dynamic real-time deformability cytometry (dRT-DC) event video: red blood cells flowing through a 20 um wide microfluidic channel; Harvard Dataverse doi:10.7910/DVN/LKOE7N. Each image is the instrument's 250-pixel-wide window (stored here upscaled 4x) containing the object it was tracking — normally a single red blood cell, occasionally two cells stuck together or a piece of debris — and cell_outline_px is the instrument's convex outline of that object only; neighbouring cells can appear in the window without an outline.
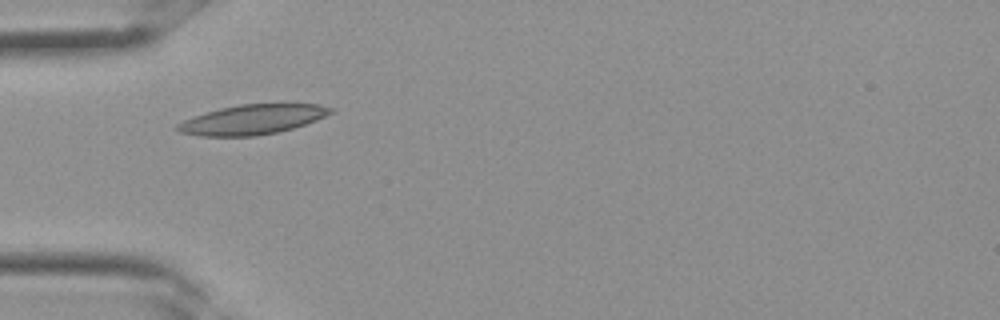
{"species": "Egyptian fruit bat (a non-hibernating species)", "species_latin": "Rousettus aegyptiacus", "temperature_condition": "room temperature", "stored_images_in_passage": 7, "camera_frame_rate_fps": 3000, "um_per_image_px": 0.085, "frame": {"image": 1, "passage_image": 1, "time_ms": 0.0, "image_size_px": [1000, 320], "cell_outline_px": [[336, 112], [316, 120], [292, 128], [276, 132], [256, 136], [200, 136], [180, 132], [176, 128], [176, 124], [192, 116], [220, 108], [240, 104], [320, 104], [336, 108]], "centroid_in_image_um": [21.48, 10.15], "position_along_channel_um": 63.5, "area_um2": 26.59}}
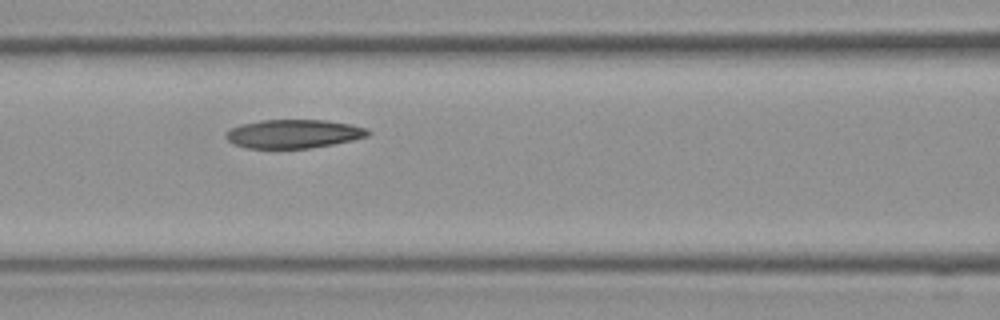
{"frame": {"image": 2, "passage_image": 5, "time_ms": 1.333, "image_size_px": [1000, 320], "cell_outline_px": [[372, 132], [368, 136], [352, 140], [312, 148], [248, 148], [232, 144], [224, 136], [224, 132], [240, 124], [260, 120], [328, 120], [352, 124], [368, 128]], "centroid_in_image_um": [24.96, 11.37], "position_along_channel_um": 141.6, "area_um2": 23.99}}
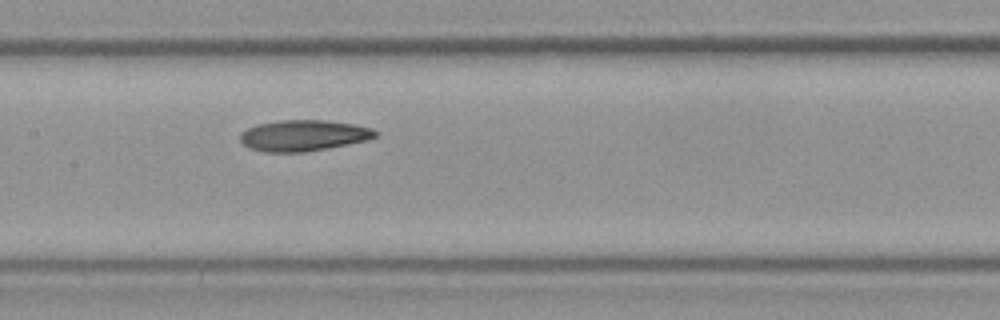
{"frame": {"image": 3, "passage_image": 7, "time_ms": 2.0, "image_size_px": [1000, 320], "cell_outline_px": [[380, 136], [368, 140], [348, 144], [304, 152], [264, 152], [248, 148], [240, 140], [240, 132], [256, 124], [280, 120], [324, 120], [356, 124], [372, 128], [380, 132]], "centroid_in_image_um": [25.83, 11.51], "position_along_channel_um": 181.6, "area_um2": 24.74}}